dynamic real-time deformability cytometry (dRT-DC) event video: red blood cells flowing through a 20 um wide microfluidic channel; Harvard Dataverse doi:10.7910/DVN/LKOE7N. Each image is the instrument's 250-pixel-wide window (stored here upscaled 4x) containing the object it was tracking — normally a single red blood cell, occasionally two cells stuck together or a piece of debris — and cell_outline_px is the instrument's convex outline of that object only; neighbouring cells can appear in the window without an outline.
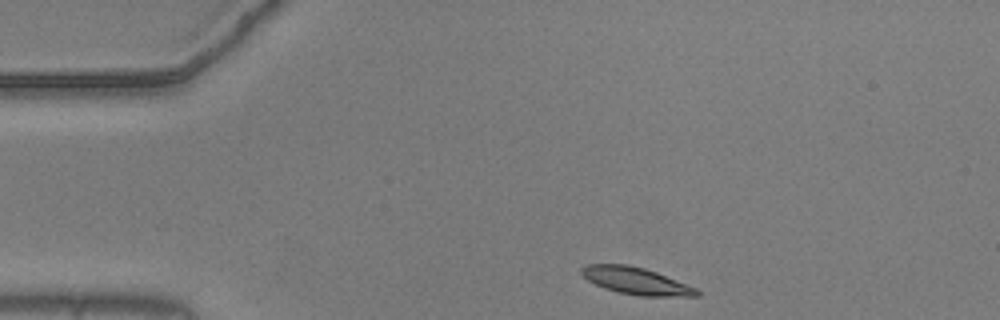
{"species": "common noctule bat (a hibernating species)", "species_latin": "Nyctalus noctula", "temperature_condition": "warm", "stored_images_in_passage": 46, "camera_frame_rate_fps": 3000, "um_per_image_px": 0.085, "animal": {"sex": "male", "body_mass_g": 20.5, "forearm_length_mm": 52.5}, "frame": {"image": 1, "passage_image": 1, "time_ms": 0.0, "image_size_px": [1000, 320], "cell_outline_px": [[700, 296], [640, 296], [620, 292], [604, 288], [588, 280], [580, 272], [580, 268], [584, 264], [628, 264], [644, 268], [656, 272], [696, 288], [700, 292]], "centroid_in_image_um": [54.04, 23.86], "position_along_channel_um": 31.0, "area_um2": 18.03}}
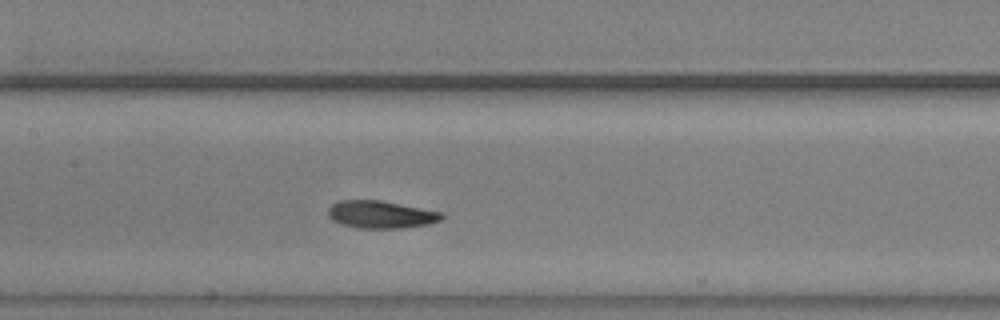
{"frame": {"image": 2, "passage_image": 17, "time_ms": 5.333, "image_size_px": [1000, 320], "cell_outline_px": [[444, 216], [440, 220], [428, 224], [400, 228], [360, 228], [340, 224], [332, 220], [328, 216], [328, 208], [332, 204], [340, 200], [380, 200], [444, 212]], "centroid_in_image_um": [32.36, 18.23], "position_along_channel_um": 175.0, "area_um2": 18.26}}
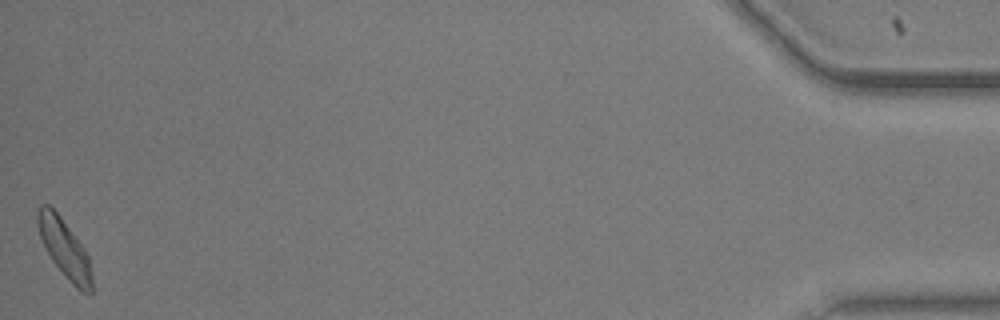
{"frame": {"image": 3, "passage_image": 46, "time_ms": 15.0, "image_size_px": [1000, 320], "cell_outline_px": [[92, 292], [84, 292], [76, 288], [72, 284], [52, 260], [40, 236], [36, 220], [36, 216], [40, 204], [48, 204], [60, 216], [84, 248], [88, 256], [92, 280]], "centroid_in_image_um": [5.47, 21.1], "position_along_channel_um": 429.7, "area_um2": 17.98}, "authors_computed_cell_mechanics": {"area_um2": 18.0336, "velocity_mm_per_s": 3.6349, "shape_relaxation_time_tau1_ms": 2.5842, "shape_relaxation_time_tau2_ms": 2.9936, "deformation_change_tau1": 0.1183, "deformation_change_tau2": 0.0807}}